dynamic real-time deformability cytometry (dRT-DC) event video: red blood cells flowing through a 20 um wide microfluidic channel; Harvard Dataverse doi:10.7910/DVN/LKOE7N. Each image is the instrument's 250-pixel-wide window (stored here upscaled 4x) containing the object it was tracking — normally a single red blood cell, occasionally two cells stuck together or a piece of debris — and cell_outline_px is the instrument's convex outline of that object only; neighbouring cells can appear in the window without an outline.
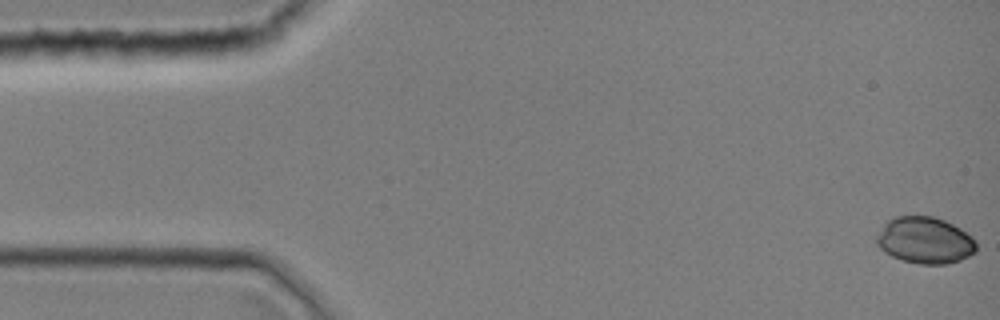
{"species": "common noctule bat (a hibernating species)", "species_latin": "Nyctalus noctula", "temperature_condition": "room temperature", "stored_images_in_passage": 44, "camera_frame_rate_fps": 3000, "um_per_image_px": 0.085, "animal": {"sex": "female", "body_mass_g": 19.0, "forearm_length_mm": 51.5}, "frame": {"image": 1, "passage_image": 1, "time_ms": 0.0, "image_size_px": [1000, 320], "cell_outline_px": [[976, 252], [960, 260], [944, 264], [920, 264], [904, 260], [892, 256], [884, 252], [876, 244], [876, 236], [884, 224], [888, 220], [896, 216], [932, 216], [944, 220], [960, 228], [972, 236], [976, 240]], "centroid_in_image_um": [78.62, 20.42], "position_along_channel_um": 6.4, "area_um2": 27.05}}
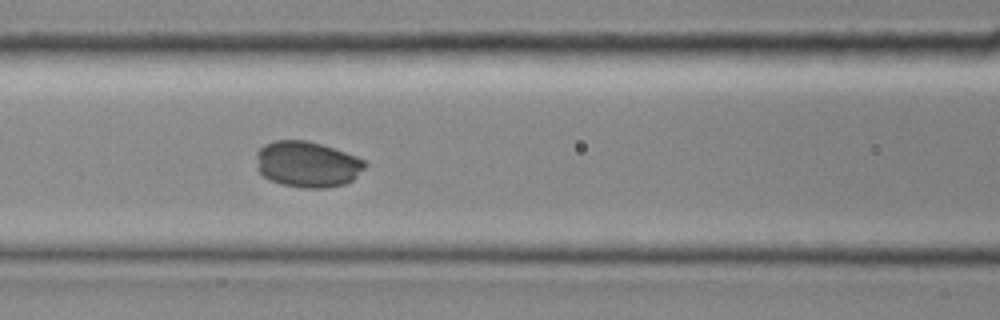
{"frame": {"image": 2, "passage_image": 19, "time_ms": 6.0, "image_size_px": [1000, 320], "cell_outline_px": [[368, 164], [352, 180], [344, 184], [324, 188], [304, 188], [284, 184], [272, 180], [264, 176], [256, 168], [256, 152], [264, 144], [272, 140], [308, 140], [356, 156], [364, 160]], "centroid_in_image_um": [26.09, 13.95], "position_along_channel_um": 140.5, "area_um2": 29.02}}
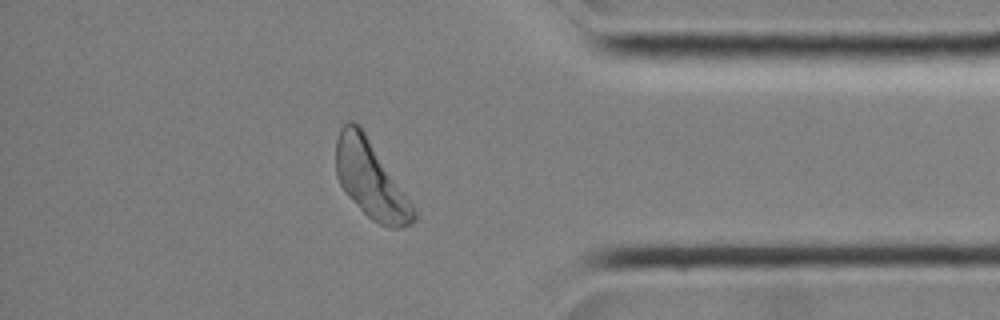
{"frame": {"image": 3, "passage_image": 38, "time_ms": 12.333, "image_size_px": [1000, 320], "cell_outline_px": [[416, 220], [412, 224], [400, 228], [392, 228], [380, 224], [372, 220], [344, 192], [336, 176], [336, 140], [340, 128], [348, 120], [352, 120], [360, 124], [416, 208]], "centroid_in_image_um": [31.51, 15.24], "position_along_channel_um": 403.7, "area_um2": 35.2}}